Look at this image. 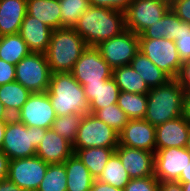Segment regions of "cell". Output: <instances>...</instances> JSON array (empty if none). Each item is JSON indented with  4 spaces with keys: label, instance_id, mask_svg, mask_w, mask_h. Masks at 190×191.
<instances>
[{
    "label": "cell",
    "instance_id": "ba28073f",
    "mask_svg": "<svg viewBox=\"0 0 190 191\" xmlns=\"http://www.w3.org/2000/svg\"><path fill=\"white\" fill-rule=\"evenodd\" d=\"M139 51L171 79L177 78L182 61L173 40L169 38L139 39Z\"/></svg>",
    "mask_w": 190,
    "mask_h": 191
},
{
    "label": "cell",
    "instance_id": "60d3db41",
    "mask_svg": "<svg viewBox=\"0 0 190 191\" xmlns=\"http://www.w3.org/2000/svg\"><path fill=\"white\" fill-rule=\"evenodd\" d=\"M185 92H190V61L183 62L176 78Z\"/></svg>",
    "mask_w": 190,
    "mask_h": 191
},
{
    "label": "cell",
    "instance_id": "5bb4252c",
    "mask_svg": "<svg viewBox=\"0 0 190 191\" xmlns=\"http://www.w3.org/2000/svg\"><path fill=\"white\" fill-rule=\"evenodd\" d=\"M189 162L190 152L185 147L156 150L154 176L159 182L178 181Z\"/></svg>",
    "mask_w": 190,
    "mask_h": 191
},
{
    "label": "cell",
    "instance_id": "816d5d0a",
    "mask_svg": "<svg viewBox=\"0 0 190 191\" xmlns=\"http://www.w3.org/2000/svg\"><path fill=\"white\" fill-rule=\"evenodd\" d=\"M185 149L190 152V129H189V136H188V140H187Z\"/></svg>",
    "mask_w": 190,
    "mask_h": 191
},
{
    "label": "cell",
    "instance_id": "7a4b0ae2",
    "mask_svg": "<svg viewBox=\"0 0 190 191\" xmlns=\"http://www.w3.org/2000/svg\"><path fill=\"white\" fill-rule=\"evenodd\" d=\"M56 116L89 114V103L83 86L72 73H53L46 91Z\"/></svg>",
    "mask_w": 190,
    "mask_h": 191
},
{
    "label": "cell",
    "instance_id": "7bdbcfd3",
    "mask_svg": "<svg viewBox=\"0 0 190 191\" xmlns=\"http://www.w3.org/2000/svg\"><path fill=\"white\" fill-rule=\"evenodd\" d=\"M158 191H183L181 183L177 181L159 182Z\"/></svg>",
    "mask_w": 190,
    "mask_h": 191
},
{
    "label": "cell",
    "instance_id": "836d02e7",
    "mask_svg": "<svg viewBox=\"0 0 190 191\" xmlns=\"http://www.w3.org/2000/svg\"><path fill=\"white\" fill-rule=\"evenodd\" d=\"M83 114H70L57 116L53 121L52 129L61 137L65 138L72 144L75 141L77 131Z\"/></svg>",
    "mask_w": 190,
    "mask_h": 191
},
{
    "label": "cell",
    "instance_id": "2e32d148",
    "mask_svg": "<svg viewBox=\"0 0 190 191\" xmlns=\"http://www.w3.org/2000/svg\"><path fill=\"white\" fill-rule=\"evenodd\" d=\"M115 153L131 179L154 176L155 153L118 145Z\"/></svg>",
    "mask_w": 190,
    "mask_h": 191
},
{
    "label": "cell",
    "instance_id": "e0dca14e",
    "mask_svg": "<svg viewBox=\"0 0 190 191\" xmlns=\"http://www.w3.org/2000/svg\"><path fill=\"white\" fill-rule=\"evenodd\" d=\"M73 153L72 143L52 128L47 129L36 149V156L48 164L64 163Z\"/></svg>",
    "mask_w": 190,
    "mask_h": 191
},
{
    "label": "cell",
    "instance_id": "74e56055",
    "mask_svg": "<svg viewBox=\"0 0 190 191\" xmlns=\"http://www.w3.org/2000/svg\"><path fill=\"white\" fill-rule=\"evenodd\" d=\"M91 6L106 7L125 12L132 0H89Z\"/></svg>",
    "mask_w": 190,
    "mask_h": 191
},
{
    "label": "cell",
    "instance_id": "5b68a950",
    "mask_svg": "<svg viewBox=\"0 0 190 191\" xmlns=\"http://www.w3.org/2000/svg\"><path fill=\"white\" fill-rule=\"evenodd\" d=\"M47 129L27 127L15 117L7 120L1 151L9 160L32 157Z\"/></svg>",
    "mask_w": 190,
    "mask_h": 191
},
{
    "label": "cell",
    "instance_id": "bcb514c9",
    "mask_svg": "<svg viewBox=\"0 0 190 191\" xmlns=\"http://www.w3.org/2000/svg\"><path fill=\"white\" fill-rule=\"evenodd\" d=\"M182 116L190 124V92L184 94Z\"/></svg>",
    "mask_w": 190,
    "mask_h": 191
},
{
    "label": "cell",
    "instance_id": "f907efd6",
    "mask_svg": "<svg viewBox=\"0 0 190 191\" xmlns=\"http://www.w3.org/2000/svg\"><path fill=\"white\" fill-rule=\"evenodd\" d=\"M181 183L183 191H190V182H179Z\"/></svg>",
    "mask_w": 190,
    "mask_h": 191
},
{
    "label": "cell",
    "instance_id": "83f0119b",
    "mask_svg": "<svg viewBox=\"0 0 190 191\" xmlns=\"http://www.w3.org/2000/svg\"><path fill=\"white\" fill-rule=\"evenodd\" d=\"M182 20L169 9V11L151 27L145 29L140 35L139 39H156V38H169L175 40L177 35L178 26Z\"/></svg>",
    "mask_w": 190,
    "mask_h": 191
},
{
    "label": "cell",
    "instance_id": "6da1fadb",
    "mask_svg": "<svg viewBox=\"0 0 190 191\" xmlns=\"http://www.w3.org/2000/svg\"><path fill=\"white\" fill-rule=\"evenodd\" d=\"M88 46H96L119 35L125 28V12L90 6L73 28Z\"/></svg>",
    "mask_w": 190,
    "mask_h": 191
},
{
    "label": "cell",
    "instance_id": "cb8c5ba5",
    "mask_svg": "<svg viewBox=\"0 0 190 191\" xmlns=\"http://www.w3.org/2000/svg\"><path fill=\"white\" fill-rule=\"evenodd\" d=\"M130 65L144 79L149 88L163 85L171 79L141 51L136 53Z\"/></svg>",
    "mask_w": 190,
    "mask_h": 191
},
{
    "label": "cell",
    "instance_id": "9c48e42d",
    "mask_svg": "<svg viewBox=\"0 0 190 191\" xmlns=\"http://www.w3.org/2000/svg\"><path fill=\"white\" fill-rule=\"evenodd\" d=\"M95 47L112 69L130 65L139 51V35L125 29L119 35L100 42Z\"/></svg>",
    "mask_w": 190,
    "mask_h": 191
},
{
    "label": "cell",
    "instance_id": "3957f363",
    "mask_svg": "<svg viewBox=\"0 0 190 191\" xmlns=\"http://www.w3.org/2000/svg\"><path fill=\"white\" fill-rule=\"evenodd\" d=\"M184 94L185 91L176 78L150 88L144 120L157 127L182 116Z\"/></svg>",
    "mask_w": 190,
    "mask_h": 191
},
{
    "label": "cell",
    "instance_id": "681fc988",
    "mask_svg": "<svg viewBox=\"0 0 190 191\" xmlns=\"http://www.w3.org/2000/svg\"><path fill=\"white\" fill-rule=\"evenodd\" d=\"M7 120H0V150L2 149Z\"/></svg>",
    "mask_w": 190,
    "mask_h": 191
},
{
    "label": "cell",
    "instance_id": "277c9868",
    "mask_svg": "<svg viewBox=\"0 0 190 191\" xmlns=\"http://www.w3.org/2000/svg\"><path fill=\"white\" fill-rule=\"evenodd\" d=\"M87 47L84 39L73 28L52 30L45 53L51 74L71 73L75 62Z\"/></svg>",
    "mask_w": 190,
    "mask_h": 191
},
{
    "label": "cell",
    "instance_id": "7dc6e473",
    "mask_svg": "<svg viewBox=\"0 0 190 191\" xmlns=\"http://www.w3.org/2000/svg\"><path fill=\"white\" fill-rule=\"evenodd\" d=\"M177 182H190V162L185 170H182L180 178Z\"/></svg>",
    "mask_w": 190,
    "mask_h": 191
},
{
    "label": "cell",
    "instance_id": "8992f818",
    "mask_svg": "<svg viewBox=\"0 0 190 191\" xmlns=\"http://www.w3.org/2000/svg\"><path fill=\"white\" fill-rule=\"evenodd\" d=\"M119 133L92 113L83 115L73 146V151L90 147L117 148Z\"/></svg>",
    "mask_w": 190,
    "mask_h": 191
},
{
    "label": "cell",
    "instance_id": "d6a6232c",
    "mask_svg": "<svg viewBox=\"0 0 190 191\" xmlns=\"http://www.w3.org/2000/svg\"><path fill=\"white\" fill-rule=\"evenodd\" d=\"M61 28H74L79 17L91 6L89 0H59Z\"/></svg>",
    "mask_w": 190,
    "mask_h": 191
},
{
    "label": "cell",
    "instance_id": "ee69618b",
    "mask_svg": "<svg viewBox=\"0 0 190 191\" xmlns=\"http://www.w3.org/2000/svg\"><path fill=\"white\" fill-rule=\"evenodd\" d=\"M90 191H123V189H118L114 186L95 179Z\"/></svg>",
    "mask_w": 190,
    "mask_h": 191
},
{
    "label": "cell",
    "instance_id": "f35d334b",
    "mask_svg": "<svg viewBox=\"0 0 190 191\" xmlns=\"http://www.w3.org/2000/svg\"><path fill=\"white\" fill-rule=\"evenodd\" d=\"M170 9L180 18L183 22L190 24V0H176Z\"/></svg>",
    "mask_w": 190,
    "mask_h": 191
},
{
    "label": "cell",
    "instance_id": "d6986e66",
    "mask_svg": "<svg viewBox=\"0 0 190 191\" xmlns=\"http://www.w3.org/2000/svg\"><path fill=\"white\" fill-rule=\"evenodd\" d=\"M52 29L28 14L24 17L19 35L27 43L31 53L45 54L50 43Z\"/></svg>",
    "mask_w": 190,
    "mask_h": 191
},
{
    "label": "cell",
    "instance_id": "7c38bea8",
    "mask_svg": "<svg viewBox=\"0 0 190 191\" xmlns=\"http://www.w3.org/2000/svg\"><path fill=\"white\" fill-rule=\"evenodd\" d=\"M48 163L35 156L9 160L8 179L25 191H36L42 182Z\"/></svg>",
    "mask_w": 190,
    "mask_h": 191
},
{
    "label": "cell",
    "instance_id": "7402d4cb",
    "mask_svg": "<svg viewBox=\"0 0 190 191\" xmlns=\"http://www.w3.org/2000/svg\"><path fill=\"white\" fill-rule=\"evenodd\" d=\"M63 164L67 175V191L91 190L95 178L75 153Z\"/></svg>",
    "mask_w": 190,
    "mask_h": 191
},
{
    "label": "cell",
    "instance_id": "f6af8a7d",
    "mask_svg": "<svg viewBox=\"0 0 190 191\" xmlns=\"http://www.w3.org/2000/svg\"><path fill=\"white\" fill-rule=\"evenodd\" d=\"M0 191H25L8 178L0 181Z\"/></svg>",
    "mask_w": 190,
    "mask_h": 191
},
{
    "label": "cell",
    "instance_id": "f5cc1de1",
    "mask_svg": "<svg viewBox=\"0 0 190 191\" xmlns=\"http://www.w3.org/2000/svg\"><path fill=\"white\" fill-rule=\"evenodd\" d=\"M167 2L170 6L176 1V0H162Z\"/></svg>",
    "mask_w": 190,
    "mask_h": 191
},
{
    "label": "cell",
    "instance_id": "4dcf8cb0",
    "mask_svg": "<svg viewBox=\"0 0 190 191\" xmlns=\"http://www.w3.org/2000/svg\"><path fill=\"white\" fill-rule=\"evenodd\" d=\"M117 105L126 113L129 120L144 119L147 109V94L120 91Z\"/></svg>",
    "mask_w": 190,
    "mask_h": 191
},
{
    "label": "cell",
    "instance_id": "d590c367",
    "mask_svg": "<svg viewBox=\"0 0 190 191\" xmlns=\"http://www.w3.org/2000/svg\"><path fill=\"white\" fill-rule=\"evenodd\" d=\"M174 42L182 63L190 61V24L181 22Z\"/></svg>",
    "mask_w": 190,
    "mask_h": 191
},
{
    "label": "cell",
    "instance_id": "f546056e",
    "mask_svg": "<svg viewBox=\"0 0 190 191\" xmlns=\"http://www.w3.org/2000/svg\"><path fill=\"white\" fill-rule=\"evenodd\" d=\"M130 179L131 178L128 172L123 167L120 158L115 152L111 155L104 167L103 172L97 178V180L107 183L118 189H124L129 183Z\"/></svg>",
    "mask_w": 190,
    "mask_h": 191
},
{
    "label": "cell",
    "instance_id": "ab89813d",
    "mask_svg": "<svg viewBox=\"0 0 190 191\" xmlns=\"http://www.w3.org/2000/svg\"><path fill=\"white\" fill-rule=\"evenodd\" d=\"M15 81V65L0 59V85Z\"/></svg>",
    "mask_w": 190,
    "mask_h": 191
},
{
    "label": "cell",
    "instance_id": "30bf717a",
    "mask_svg": "<svg viewBox=\"0 0 190 191\" xmlns=\"http://www.w3.org/2000/svg\"><path fill=\"white\" fill-rule=\"evenodd\" d=\"M170 5L162 0H132L125 11V28L140 35L169 11Z\"/></svg>",
    "mask_w": 190,
    "mask_h": 191
},
{
    "label": "cell",
    "instance_id": "52a82bcc",
    "mask_svg": "<svg viewBox=\"0 0 190 191\" xmlns=\"http://www.w3.org/2000/svg\"><path fill=\"white\" fill-rule=\"evenodd\" d=\"M51 72L45 54L30 53L15 65V81L31 93L46 92Z\"/></svg>",
    "mask_w": 190,
    "mask_h": 191
},
{
    "label": "cell",
    "instance_id": "8d00e7d4",
    "mask_svg": "<svg viewBox=\"0 0 190 191\" xmlns=\"http://www.w3.org/2000/svg\"><path fill=\"white\" fill-rule=\"evenodd\" d=\"M159 181L155 176L130 179L123 191H158Z\"/></svg>",
    "mask_w": 190,
    "mask_h": 191
},
{
    "label": "cell",
    "instance_id": "d4e9b609",
    "mask_svg": "<svg viewBox=\"0 0 190 191\" xmlns=\"http://www.w3.org/2000/svg\"><path fill=\"white\" fill-rule=\"evenodd\" d=\"M112 78L115 80L120 91L137 94H147L150 91L144 79L131 65L114 68Z\"/></svg>",
    "mask_w": 190,
    "mask_h": 191
},
{
    "label": "cell",
    "instance_id": "1f68e13d",
    "mask_svg": "<svg viewBox=\"0 0 190 191\" xmlns=\"http://www.w3.org/2000/svg\"><path fill=\"white\" fill-rule=\"evenodd\" d=\"M67 175L63 163L48 164L45 176L36 191H67Z\"/></svg>",
    "mask_w": 190,
    "mask_h": 191
},
{
    "label": "cell",
    "instance_id": "c3c4849f",
    "mask_svg": "<svg viewBox=\"0 0 190 191\" xmlns=\"http://www.w3.org/2000/svg\"><path fill=\"white\" fill-rule=\"evenodd\" d=\"M12 116L9 114L7 109L4 107L2 102L0 101V120H9Z\"/></svg>",
    "mask_w": 190,
    "mask_h": 191
},
{
    "label": "cell",
    "instance_id": "4fadbf2b",
    "mask_svg": "<svg viewBox=\"0 0 190 191\" xmlns=\"http://www.w3.org/2000/svg\"><path fill=\"white\" fill-rule=\"evenodd\" d=\"M55 110L47 92L31 93L15 118L27 127L50 129L56 119Z\"/></svg>",
    "mask_w": 190,
    "mask_h": 191
},
{
    "label": "cell",
    "instance_id": "603a6c76",
    "mask_svg": "<svg viewBox=\"0 0 190 191\" xmlns=\"http://www.w3.org/2000/svg\"><path fill=\"white\" fill-rule=\"evenodd\" d=\"M27 14L37 18L52 30L61 28L59 0H27Z\"/></svg>",
    "mask_w": 190,
    "mask_h": 191
},
{
    "label": "cell",
    "instance_id": "ffe728a7",
    "mask_svg": "<svg viewBox=\"0 0 190 191\" xmlns=\"http://www.w3.org/2000/svg\"><path fill=\"white\" fill-rule=\"evenodd\" d=\"M83 89L92 114L98 109L117 103L120 93L113 78L101 83L85 84Z\"/></svg>",
    "mask_w": 190,
    "mask_h": 191
},
{
    "label": "cell",
    "instance_id": "ac0fdd59",
    "mask_svg": "<svg viewBox=\"0 0 190 191\" xmlns=\"http://www.w3.org/2000/svg\"><path fill=\"white\" fill-rule=\"evenodd\" d=\"M190 124L183 116L166 121L156 127V150L171 147H185L189 136Z\"/></svg>",
    "mask_w": 190,
    "mask_h": 191
},
{
    "label": "cell",
    "instance_id": "9a60e30c",
    "mask_svg": "<svg viewBox=\"0 0 190 191\" xmlns=\"http://www.w3.org/2000/svg\"><path fill=\"white\" fill-rule=\"evenodd\" d=\"M156 127L144 119L129 120L119 133V145L156 152Z\"/></svg>",
    "mask_w": 190,
    "mask_h": 191
},
{
    "label": "cell",
    "instance_id": "4316f807",
    "mask_svg": "<svg viewBox=\"0 0 190 191\" xmlns=\"http://www.w3.org/2000/svg\"><path fill=\"white\" fill-rule=\"evenodd\" d=\"M31 92L19 82L0 85V101L12 117L21 110Z\"/></svg>",
    "mask_w": 190,
    "mask_h": 191
},
{
    "label": "cell",
    "instance_id": "44dd1931",
    "mask_svg": "<svg viewBox=\"0 0 190 191\" xmlns=\"http://www.w3.org/2000/svg\"><path fill=\"white\" fill-rule=\"evenodd\" d=\"M27 14V0H0V37L19 33Z\"/></svg>",
    "mask_w": 190,
    "mask_h": 191
},
{
    "label": "cell",
    "instance_id": "484cf974",
    "mask_svg": "<svg viewBox=\"0 0 190 191\" xmlns=\"http://www.w3.org/2000/svg\"><path fill=\"white\" fill-rule=\"evenodd\" d=\"M115 149L116 148L90 147L77 149L74 153L89 169L91 175L97 179L103 172L109 158L115 152Z\"/></svg>",
    "mask_w": 190,
    "mask_h": 191
},
{
    "label": "cell",
    "instance_id": "f1b7e54d",
    "mask_svg": "<svg viewBox=\"0 0 190 191\" xmlns=\"http://www.w3.org/2000/svg\"><path fill=\"white\" fill-rule=\"evenodd\" d=\"M30 53L27 43L19 33L0 37V59L16 65Z\"/></svg>",
    "mask_w": 190,
    "mask_h": 191
},
{
    "label": "cell",
    "instance_id": "e575fe53",
    "mask_svg": "<svg viewBox=\"0 0 190 191\" xmlns=\"http://www.w3.org/2000/svg\"><path fill=\"white\" fill-rule=\"evenodd\" d=\"M93 115L112 127L118 133L123 130L124 126L129 121L126 113L117 105V103L98 109Z\"/></svg>",
    "mask_w": 190,
    "mask_h": 191
},
{
    "label": "cell",
    "instance_id": "8fae6325",
    "mask_svg": "<svg viewBox=\"0 0 190 191\" xmlns=\"http://www.w3.org/2000/svg\"><path fill=\"white\" fill-rule=\"evenodd\" d=\"M73 77L82 85L101 83L112 78L113 69L95 46H88L75 62Z\"/></svg>",
    "mask_w": 190,
    "mask_h": 191
},
{
    "label": "cell",
    "instance_id": "b9f144b4",
    "mask_svg": "<svg viewBox=\"0 0 190 191\" xmlns=\"http://www.w3.org/2000/svg\"><path fill=\"white\" fill-rule=\"evenodd\" d=\"M9 158L0 150V181L8 177Z\"/></svg>",
    "mask_w": 190,
    "mask_h": 191
}]
</instances>
